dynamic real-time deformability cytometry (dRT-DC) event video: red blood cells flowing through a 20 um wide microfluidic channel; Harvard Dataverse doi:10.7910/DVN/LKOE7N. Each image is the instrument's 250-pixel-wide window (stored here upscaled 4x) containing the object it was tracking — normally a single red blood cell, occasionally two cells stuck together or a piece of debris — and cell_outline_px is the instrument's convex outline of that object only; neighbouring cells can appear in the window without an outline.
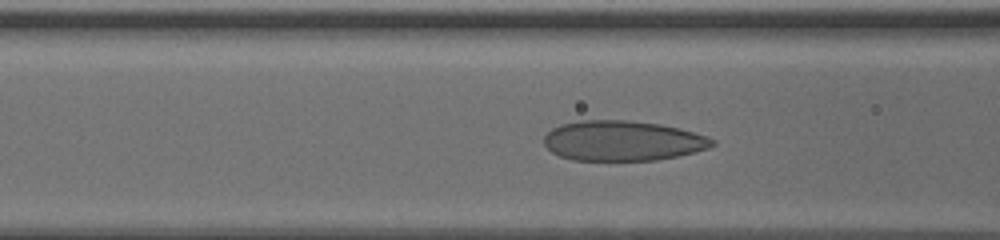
{"species": "human", "species_latin": "Homo sapiens", "temperature_condition": "cold", "stored_images_in_passage": 44, "camera_frame_rate_fps": 3000, "um_per_image_px": 0.085, "donor": {"sex": "male"}, "frame": {"image": 1, "passage_image": 20, "time_ms": 6.333, "image_size_px": [1000, 240], "cell_outline_px": [[716, 144], [708, 148], [676, 156], [656, 160], [572, 160], [560, 156], [552, 152], [544, 144], [544, 136], [552, 128], [560, 124], [584, 120], [628, 120], [660, 124], [680, 128], [708, 136], [716, 140]], "centroid_in_image_um": [52.93, 11.96], "position_along_channel_um": 113.7, "area_um2": 39.36}}
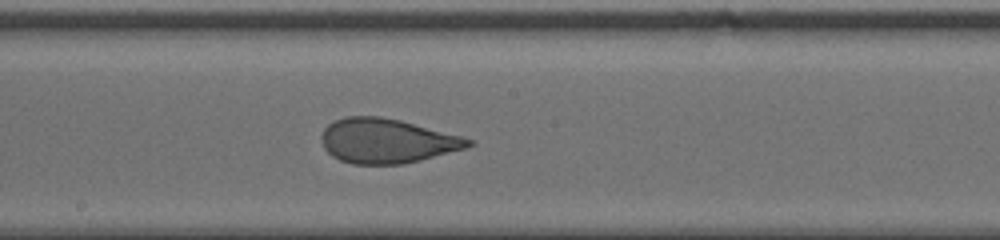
{"frame": {"image": 2, "passage_image": 28, "time_ms": 9.0, "image_size_px": [1000, 240], "cell_outline_px": [[476, 144], [464, 148], [420, 160], [404, 164], [352, 164], [340, 160], [332, 156], [324, 148], [320, 140], [320, 136], [324, 128], [328, 124], [344, 116], [380, 116], [400, 120], [476, 140]], "centroid_in_image_um": [32.86, 11.97], "position_along_channel_um": 215.3, "area_um2": 38.15}}
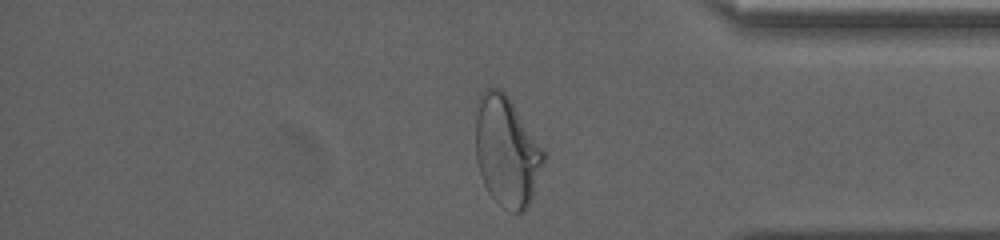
{"frame": {"image": 3, "passage_image": 43, "time_ms": 14.0, "image_size_px": [1000, 240], "cell_outline_px": [[548, 152], [532, 196], [524, 212], [512, 212], [504, 208], [488, 192], [484, 184], [476, 160], [476, 100], [484, 88], [500, 88], [508, 96]], "centroid_in_image_um": [43.08, 12.82], "position_along_channel_um": 392.1, "area_um2": 44.16}, "authors_computed_cell_mechanics": {"area_um2": 39.4774, "velocity_mm_per_s": 3.8028, "shape_relaxation_time_tau1_ms": 6.8406, "shape_relaxation_time_tau2_ms": 1.1119, "deformation_change_tau1": 0.2113, "deformation_change_tau2": 0.0698}}